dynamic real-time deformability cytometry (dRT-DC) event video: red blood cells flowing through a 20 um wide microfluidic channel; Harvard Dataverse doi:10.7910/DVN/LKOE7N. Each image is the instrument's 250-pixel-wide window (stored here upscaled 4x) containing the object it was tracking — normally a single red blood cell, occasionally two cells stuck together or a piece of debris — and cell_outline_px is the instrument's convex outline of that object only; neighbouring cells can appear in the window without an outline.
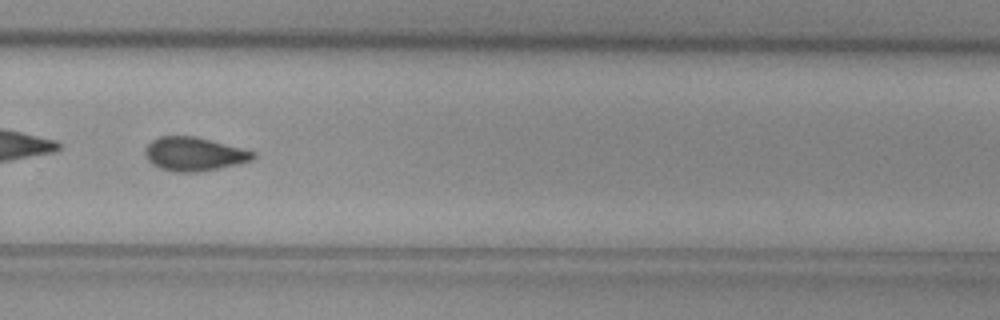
{"species": "common noctule bat (a hibernating species)", "species_latin": "Nyctalus noctula", "temperature_condition": "cold", "stored_images_in_passage": 32, "camera_frame_rate_fps": 3000, "um_per_image_px": 0.085, "animal": {"sex": "female", "body_mass_g": 29.2, "forearm_length_mm": 56.3}, "frame": {"image": 1, "passage_image": 26, "time_ms": 8.333, "image_size_px": [1000, 320], "cell_outline_px": [[256, 156], [252, 160], [220, 168], [200, 172], [176, 172], [160, 168], [152, 164], [148, 160], [144, 152], [144, 148], [152, 140], [160, 136], [196, 136], [256, 152]], "centroid_in_image_um": [16.48, 13.09], "position_along_channel_um": 313.3, "area_um2": 21.21}, "authors_computed_cell_mechanics": {"area_um2": 21.097, "velocity_mm_per_s": 3.7117, "shape_relaxation_time_tau1_ms": null, "shape_relaxation_time_tau2_ms": 4.8453, "deformation_change_tau1": null, "deformation_change_tau2": 0.0913}}